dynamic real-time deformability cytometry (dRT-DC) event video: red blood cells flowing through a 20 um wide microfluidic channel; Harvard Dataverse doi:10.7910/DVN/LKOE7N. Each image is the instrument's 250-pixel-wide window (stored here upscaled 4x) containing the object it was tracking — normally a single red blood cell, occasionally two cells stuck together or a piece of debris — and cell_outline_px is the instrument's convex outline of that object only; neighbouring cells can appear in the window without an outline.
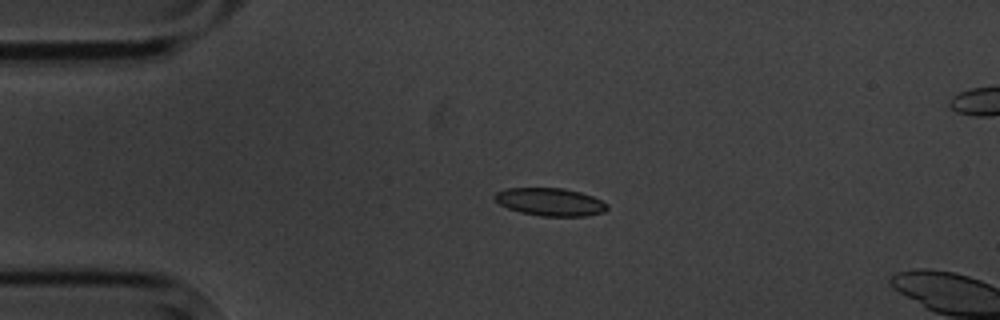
{"species": "common noctule bat (a hibernating species)", "species_latin": "Nyctalus noctula", "temperature_condition": "cold", "stored_images_in_passage": 3, "camera_frame_rate_fps": 3000, "um_per_image_px": 0.085, "animal": {"sex": "male", "body_mass_g": 20.1, "forearm_length_mm": 53.5}, "frame": {"image": 1, "passage_image": 2, "time_ms": 1.333, "image_size_px": [1000, 320], "cell_outline_px": [[608, 208], [604, 212], [584, 216], [540, 216], [520, 212], [508, 208], [500, 204], [492, 196], [496, 192], [508, 188], [564, 188], [580, 192], [592, 196], [608, 204]], "centroid_in_image_um": [46.76, 17.16], "position_along_channel_um": 38.2, "area_um2": 18.21}}